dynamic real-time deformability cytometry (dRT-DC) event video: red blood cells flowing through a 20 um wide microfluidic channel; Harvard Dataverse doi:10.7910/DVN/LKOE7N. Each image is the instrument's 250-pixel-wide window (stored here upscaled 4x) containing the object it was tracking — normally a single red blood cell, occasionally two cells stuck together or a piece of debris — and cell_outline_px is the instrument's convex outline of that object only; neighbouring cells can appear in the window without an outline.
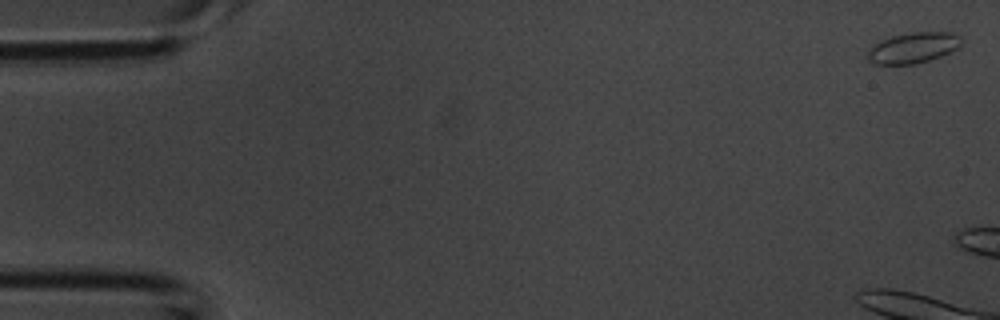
{"species": "common noctule bat (a hibernating species)", "species_latin": "Nyctalus noctula", "temperature_condition": "room temperature", "stored_images_in_passage": 4, "camera_frame_rate_fps": 3000, "um_per_image_px": 0.085, "animal": {"sex": "male", "body_mass_g": 20.1, "forearm_length_mm": 53.5}, "frame": {"image": 1, "passage_image": 1, "time_ms": 0.0, "image_size_px": [1000, 320], "cell_outline_px": [[964, 44], [940, 56], [916, 64], [872, 64], [868, 60], [868, 48], [880, 40], [892, 36], [912, 32], [952, 32], [960, 36], [964, 40]], "centroid_in_image_um": [77.62, 4.05], "position_along_channel_um": 7.4, "area_um2": 16.88}}